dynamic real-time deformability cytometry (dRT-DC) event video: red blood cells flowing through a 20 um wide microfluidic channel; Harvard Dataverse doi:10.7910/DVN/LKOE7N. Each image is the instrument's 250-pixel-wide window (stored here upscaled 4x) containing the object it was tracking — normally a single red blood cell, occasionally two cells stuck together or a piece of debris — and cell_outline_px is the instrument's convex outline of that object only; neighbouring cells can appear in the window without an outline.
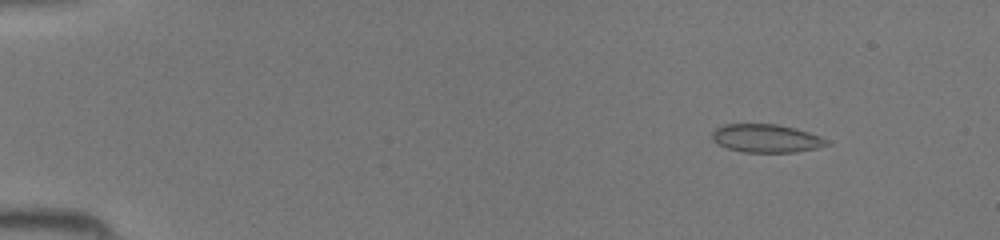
{"species": "common noctule bat (a hibernating species)", "species_latin": "Nyctalus noctula", "temperature_condition": "room temperature", "stored_images_in_passage": 46, "camera_frame_rate_fps": 3000, "um_per_image_px": 0.085, "animal": {"sex": "female", "body_mass_g": 19.5, "forearm_length_mm": 54.1}, "frame": {"image": 1, "passage_image": 6, "time_ms": 1.667, "image_size_px": [1000, 240], "cell_outline_px": [[832, 144], [816, 148], [796, 152], [740, 152], [716, 144], [712, 140], [712, 132], [716, 128], [724, 124], [776, 124], [796, 128], [820, 136], [828, 140]], "centroid_in_image_um": [65.12, 11.76], "position_along_channel_um": 19.9, "area_um2": 19.02}}
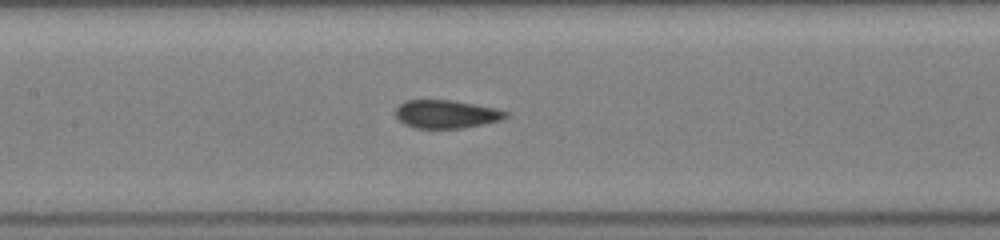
{"frame": {"image": 2, "passage_image": 23, "time_ms": 7.333, "image_size_px": [1000, 240], "cell_outline_px": [[508, 116], [500, 120], [484, 124], [464, 128], [416, 128], [404, 124], [396, 116], [396, 108], [400, 104], [408, 100], [452, 100], [496, 108], [508, 112]], "centroid_in_image_um": [37.95, 9.7], "position_along_channel_um": 169.5, "area_um2": 18.03}}
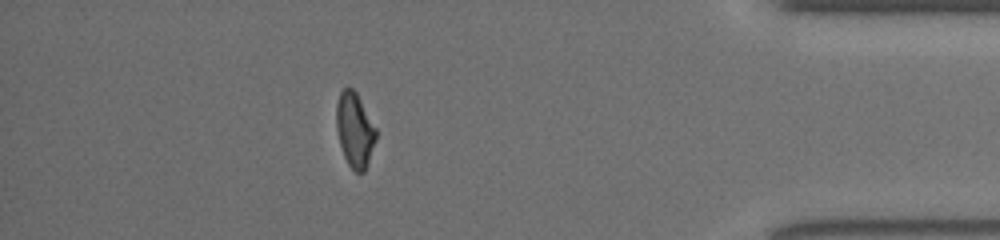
{"frame": {"image": 3, "passage_image": 41, "time_ms": 13.333, "image_size_px": [1000, 240], "cell_outline_px": [[376, 140], [364, 172], [356, 172], [348, 164], [344, 156], [340, 144], [336, 128], [336, 104], [340, 92], [344, 88], [352, 88], [356, 92], [376, 128]], "centroid_in_image_um": [30.14, 11.03], "position_along_channel_um": 405.1, "area_um2": 17.05}}